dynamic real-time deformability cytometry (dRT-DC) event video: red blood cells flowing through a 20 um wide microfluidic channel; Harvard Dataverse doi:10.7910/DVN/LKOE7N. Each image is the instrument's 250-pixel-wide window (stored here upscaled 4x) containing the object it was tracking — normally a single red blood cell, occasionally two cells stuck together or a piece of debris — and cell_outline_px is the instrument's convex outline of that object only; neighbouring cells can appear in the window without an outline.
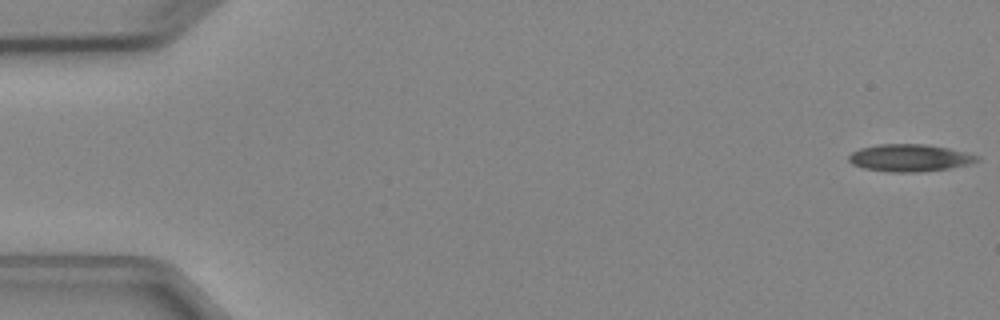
{"species": "Egyptian fruit bat (a non-hibernating species)", "species_latin": "Rousettus aegyptiacus", "temperature_condition": "cold", "stored_images_in_passage": 5, "camera_frame_rate_fps": 3000, "um_per_image_px": 0.085, "animal": {"sex": "female"}, "frame": {"image": 1, "passage_image": 1, "time_ms": 0.0, "image_size_px": [1000, 320], "cell_outline_px": [[980, 160], [968, 164], [948, 168], [916, 172], [888, 172], [864, 168], [852, 164], [848, 160], [848, 156], [852, 152], [860, 148], [880, 144], [924, 144], [948, 148], [980, 156]], "centroid_in_image_um": [77.3, 13.42], "position_along_channel_um": 7.7, "area_um2": 20.23}}
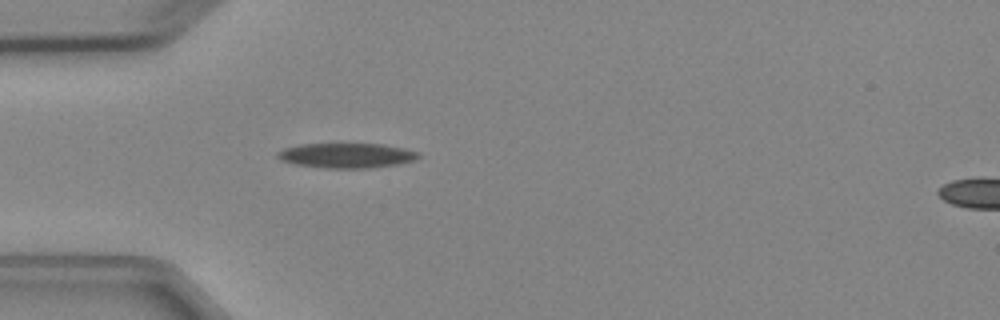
{"frame": {"image": 2, "passage_image": 5, "time_ms": 4.667, "image_size_px": [1000, 320], "cell_outline_px": [[420, 156], [412, 160], [400, 164], [372, 168], [324, 168], [296, 164], [280, 160], [276, 156], [276, 152], [284, 148], [300, 144], [384, 144], [404, 148], [420, 152]], "centroid_in_image_um": [29.46, 13.22], "position_along_channel_um": 55.5, "area_um2": 20.52}}